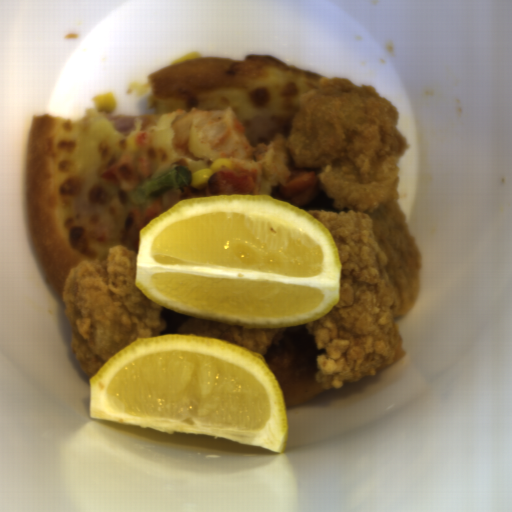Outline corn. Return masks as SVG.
Masks as SVG:
<instances>
[{
    "label": "corn",
    "mask_w": 512,
    "mask_h": 512,
    "mask_svg": "<svg viewBox=\"0 0 512 512\" xmlns=\"http://www.w3.org/2000/svg\"><path fill=\"white\" fill-rule=\"evenodd\" d=\"M92 102L97 109V112H102L106 115L113 113L117 107L116 97L111 91L97 94L93 97Z\"/></svg>",
    "instance_id": "corn-2"
},
{
    "label": "corn",
    "mask_w": 512,
    "mask_h": 512,
    "mask_svg": "<svg viewBox=\"0 0 512 512\" xmlns=\"http://www.w3.org/2000/svg\"><path fill=\"white\" fill-rule=\"evenodd\" d=\"M194 58H202V56L200 55L199 52H191L189 54H186L178 59H176L174 62L172 63H177V62H182V61H186V60H190V59H194ZM171 63V64H172Z\"/></svg>",
    "instance_id": "corn-3"
},
{
    "label": "corn",
    "mask_w": 512,
    "mask_h": 512,
    "mask_svg": "<svg viewBox=\"0 0 512 512\" xmlns=\"http://www.w3.org/2000/svg\"><path fill=\"white\" fill-rule=\"evenodd\" d=\"M233 170V163L228 157H220L216 159L210 166V168H202L191 173V185L194 187H200L209 182L212 175L223 171Z\"/></svg>",
    "instance_id": "corn-1"
}]
</instances>
